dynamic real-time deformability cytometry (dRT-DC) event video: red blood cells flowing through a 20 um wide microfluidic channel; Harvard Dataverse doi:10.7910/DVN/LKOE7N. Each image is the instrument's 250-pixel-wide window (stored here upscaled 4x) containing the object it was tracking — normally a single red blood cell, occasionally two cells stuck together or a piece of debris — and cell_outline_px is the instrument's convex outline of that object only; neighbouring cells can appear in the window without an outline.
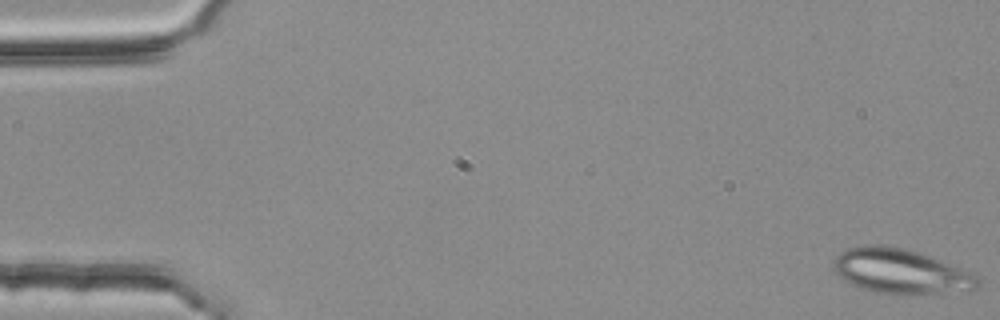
{"species": "common noctule bat (a hibernating species)", "species_latin": "Nyctalus noctula", "temperature_condition": "room temperature", "stored_images_in_passage": 52, "segment_of_instrument_passage": [1, 2], "camera_frame_rate_fps": 3000, "um_per_image_px": 0.085, "animal": {"sex": "female", "body_mass_g": 25.1}, "frame": {"image": 1, "passage_image": 1, "time_ms": 0.0, "image_size_px": [1000, 320], "cell_outline_px": [[980, 284], [972, 292], [904, 296], [900, 296], [876, 292], [852, 284], [844, 280], [832, 268], [832, 260], [840, 252], [848, 248], [864, 244], [880, 244], [908, 248], [920, 252], [940, 260], [968, 272], [976, 276], [980, 280]], "centroid_in_image_um": [76.58, 23.08], "position_along_channel_um": 8.4, "area_um2": 38.61}}